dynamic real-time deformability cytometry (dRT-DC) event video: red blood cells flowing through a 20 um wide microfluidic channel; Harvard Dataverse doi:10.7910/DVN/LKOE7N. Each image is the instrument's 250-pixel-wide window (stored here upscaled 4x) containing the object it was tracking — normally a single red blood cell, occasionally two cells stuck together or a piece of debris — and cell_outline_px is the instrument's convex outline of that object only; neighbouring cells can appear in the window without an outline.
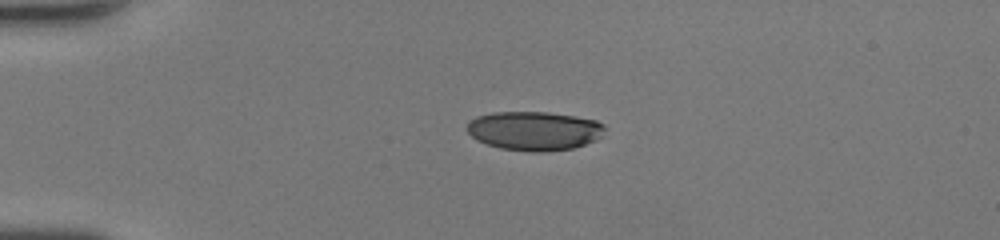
{"species": "human", "species_latin": "Homo sapiens", "temperature_condition": "room temperature", "stored_images_in_passage": 34, "camera_frame_rate_fps": 3000, "um_per_image_px": 0.085, "donor": {"sex": "female"}, "frame": {"image": 1, "passage_image": 1, "time_ms": 0.0, "image_size_px": [1000, 240], "cell_outline_px": [[604, 128], [600, 136], [596, 140], [572, 148], [540, 152], [532, 152], [500, 148], [476, 140], [464, 128], [468, 120], [476, 116], [492, 112], [548, 112], [576, 116], [596, 120], [604, 124]], "centroid_in_image_um": [45.36, 11.11], "position_along_channel_um": 39.6, "area_um2": 31.44}}
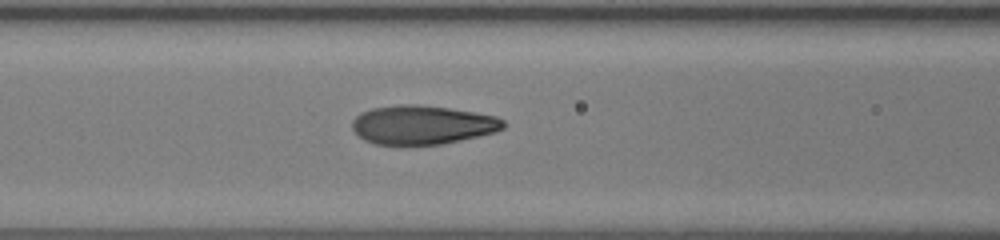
{"frame": {"image": 2, "passage_image": 13, "time_ms": 4.0, "image_size_px": [1000, 240], "cell_outline_px": [[504, 128], [496, 132], [460, 140], [440, 144], [376, 144], [364, 140], [352, 128], [352, 120], [360, 112], [372, 108], [404, 104], [412, 104], [448, 108], [496, 116], [504, 120]], "centroid_in_image_um": [35.89, 10.61], "position_along_channel_um": 130.7, "area_um2": 33.93}}
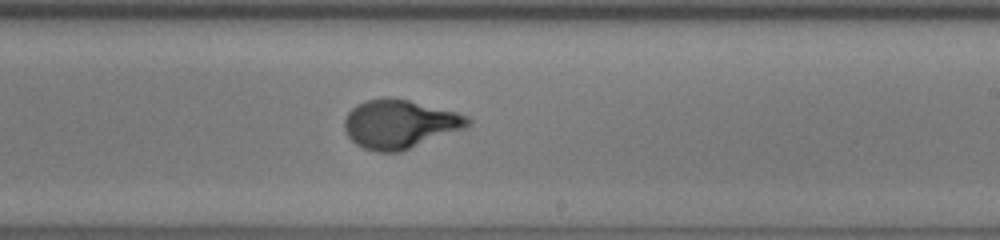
{"frame": {"image": 3, "passage_image": 24, "time_ms": 7.667, "image_size_px": [1000, 240], "cell_outline_px": [[472, 124], [468, 128], [404, 152], [376, 152], [364, 148], [356, 144], [348, 136], [344, 128], [344, 120], [348, 112], [356, 104], [368, 100], [408, 100], [456, 112], [468, 116], [472, 120]], "centroid_in_image_um": [34.04, 10.6], "position_along_channel_um": 255.0, "area_um2": 35.08}}